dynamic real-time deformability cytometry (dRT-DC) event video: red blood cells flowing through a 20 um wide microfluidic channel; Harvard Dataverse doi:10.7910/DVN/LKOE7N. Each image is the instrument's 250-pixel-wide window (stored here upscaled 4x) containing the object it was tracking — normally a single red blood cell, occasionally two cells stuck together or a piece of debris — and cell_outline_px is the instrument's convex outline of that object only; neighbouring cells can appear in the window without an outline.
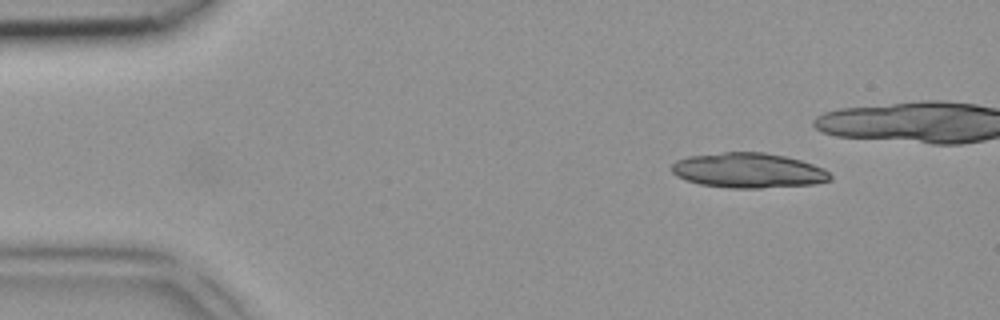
{"species": "common noctule bat (a hibernating species)", "species_latin": "Nyctalus noctula", "temperature_condition": "room temperature", "stored_images_in_passage": 7, "camera_frame_rate_fps": 3000, "um_per_image_px": 0.085, "animal": {"sex": "female", "body_mass_g": 18.4}, "frame": {"image": 1, "passage_image": 2, "time_ms": 0.333, "image_size_px": [1000, 320], "cell_outline_px": [[832, 176], [828, 180], [812, 184], [760, 188], [732, 188], [700, 184], [676, 176], [672, 172], [672, 164], [676, 160], [688, 156], [724, 152], [764, 152], [784, 156], [800, 160], [824, 168]], "centroid_in_image_um": [63.59, 14.48], "position_along_channel_um": 21.4, "area_um2": 32.08}}